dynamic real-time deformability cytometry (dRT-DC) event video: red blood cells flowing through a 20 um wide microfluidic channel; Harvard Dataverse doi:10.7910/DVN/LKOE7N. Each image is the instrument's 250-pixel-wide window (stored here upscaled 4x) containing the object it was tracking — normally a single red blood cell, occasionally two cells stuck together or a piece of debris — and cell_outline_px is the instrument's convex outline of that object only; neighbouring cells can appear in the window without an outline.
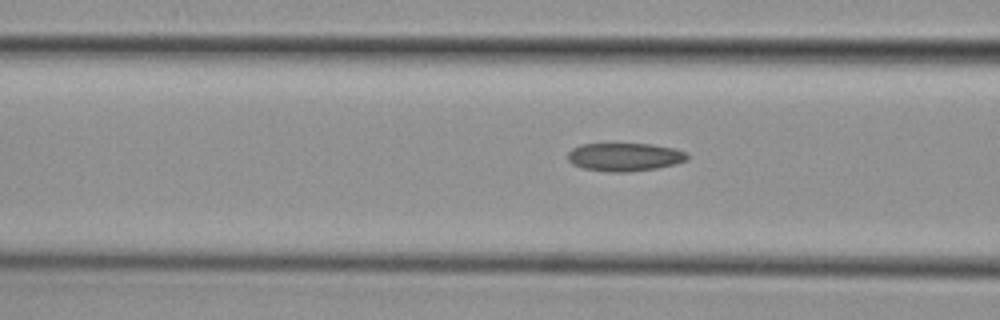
{"species": "common noctule bat (a hibernating species)", "species_latin": "Nyctalus noctula", "temperature_condition": "cold", "stored_images_in_passage": 7, "camera_frame_rate_fps": 3000, "um_per_image_px": 0.085, "animal": {"sex": "female", "body_mass_g": 29.2, "forearm_length_mm": 56.3}, "frame": {"image": 1, "passage_image": 4, "time_ms": 1.0, "image_size_px": [1000, 320], "cell_outline_px": [[688, 160], [676, 164], [656, 168], [628, 172], [608, 172], [580, 168], [572, 164], [568, 160], [568, 152], [572, 148], [580, 144], [652, 144], [676, 148], [688, 152]], "centroid_in_image_um": [53.11, 13.34], "position_along_channel_um": 113.5, "area_um2": 19.94}}